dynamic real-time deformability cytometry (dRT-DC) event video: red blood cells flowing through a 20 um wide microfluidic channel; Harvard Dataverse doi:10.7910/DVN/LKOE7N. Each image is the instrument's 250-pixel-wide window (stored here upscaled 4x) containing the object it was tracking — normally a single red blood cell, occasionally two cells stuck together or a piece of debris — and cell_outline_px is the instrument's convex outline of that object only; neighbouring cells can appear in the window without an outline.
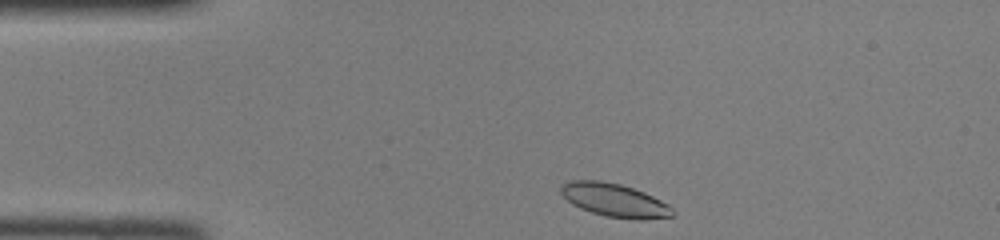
{"species": "common noctule bat (a hibernating species)", "species_latin": "Nyctalus noctula", "temperature_condition": "room temperature", "stored_images_in_passage": 38, "camera_frame_rate_fps": 3000, "um_per_image_px": 0.085, "animal": {"sex": "female", "body_mass_g": 22.0, "forearm_length_mm": 56.7}, "frame": {"image": 1, "passage_image": 1, "time_ms": 0.0, "image_size_px": [1000, 240], "cell_outline_px": [[676, 216], [644, 220], [632, 220], [604, 216], [580, 208], [572, 204], [560, 192], [560, 188], [568, 180], [600, 180], [620, 184], [644, 192], [668, 204], [676, 212]], "centroid_in_image_um": [52.28, 17.03], "position_along_channel_um": 32.7, "area_um2": 21.91}}
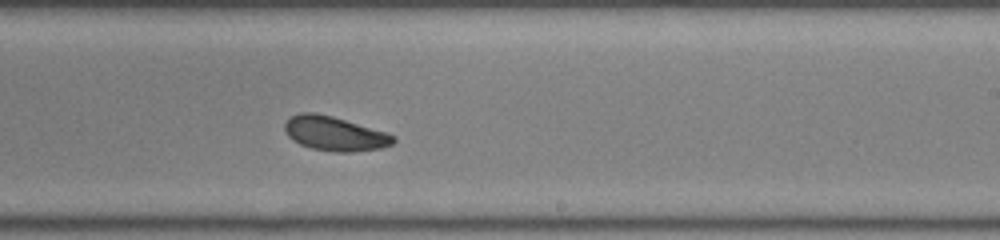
{"frame": {"image": 2, "passage_image": 20, "time_ms": 6.333, "image_size_px": [1000, 240], "cell_outline_px": [[396, 140], [392, 144], [380, 148], [352, 152], [336, 152], [312, 148], [300, 144], [292, 140], [288, 136], [284, 128], [284, 124], [292, 116], [300, 112], [316, 112], [332, 116], [388, 132], [396, 136]], "centroid_in_image_um": [28.47, 11.35], "position_along_channel_um": 260.5, "area_um2": 21.79}}
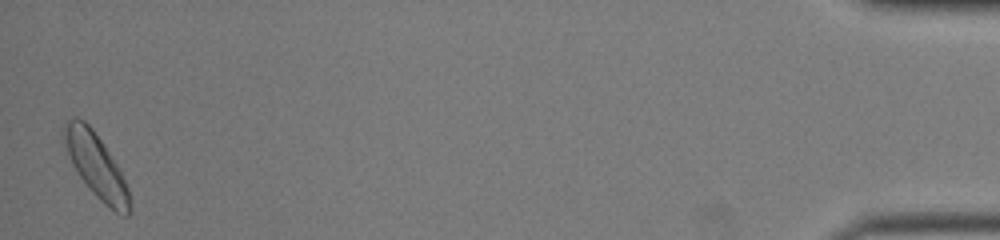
{"frame": {"image": 3, "passage_image": 38, "time_ms": 12.333, "image_size_px": [1000, 240], "cell_outline_px": [[132, 212], [128, 216], [124, 216], [116, 212], [104, 204], [92, 192], [80, 176], [72, 164], [60, 132], [64, 124], [72, 116], [76, 116], [84, 120], [92, 128], [116, 164], [128, 188]], "centroid_in_image_um": [8.15, 14.07], "position_along_channel_um": 427.1, "area_um2": 24.28}}